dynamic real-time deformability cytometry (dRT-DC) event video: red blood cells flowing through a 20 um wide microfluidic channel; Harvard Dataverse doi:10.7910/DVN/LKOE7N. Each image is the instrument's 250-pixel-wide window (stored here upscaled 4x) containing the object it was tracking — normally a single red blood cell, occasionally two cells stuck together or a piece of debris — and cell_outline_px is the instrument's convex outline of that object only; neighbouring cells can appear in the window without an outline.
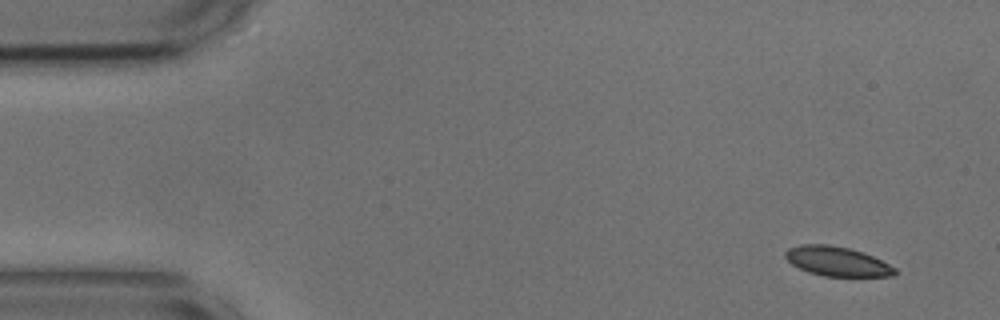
{"species": "common noctule bat (a hibernating species)", "species_latin": "Nyctalus noctula", "temperature_condition": "cold", "stored_images_in_passage": 4, "camera_frame_rate_fps": 3000, "um_per_image_px": 0.085, "animal": {"sex": "male", "body_mass_g": 17.9, "forearm_length_mm": 54.2}, "frame": {"image": 1, "passage_image": 1, "time_ms": 0.0, "image_size_px": [1000, 320], "cell_outline_px": [[896, 276], [824, 276], [808, 272], [792, 264], [784, 256], [784, 252], [788, 248], [800, 244], [828, 244], [848, 248], [864, 252], [896, 268]], "centroid_in_image_um": [71.13, 22.21], "position_along_channel_um": 13.9, "area_um2": 18.79}}